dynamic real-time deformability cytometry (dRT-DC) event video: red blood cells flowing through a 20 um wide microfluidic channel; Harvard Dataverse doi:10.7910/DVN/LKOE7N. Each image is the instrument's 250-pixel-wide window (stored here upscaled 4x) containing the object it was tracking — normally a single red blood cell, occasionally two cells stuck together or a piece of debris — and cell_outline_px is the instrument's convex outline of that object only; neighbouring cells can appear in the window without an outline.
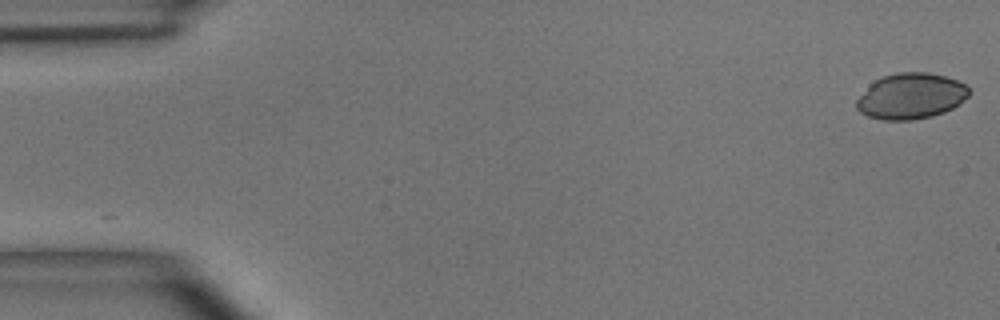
{"species": "common noctule bat (a hibernating species)", "species_latin": "Nyctalus noctula", "temperature_condition": "room temperature", "stored_images_in_passage": 5, "camera_frame_rate_fps": 3000, "um_per_image_px": 0.085, "animal": {"sex": "male", "body_mass_g": 15.6}, "frame": {"image": 1, "passage_image": 1, "time_ms": 0.0, "image_size_px": [1000, 320], "cell_outline_px": [[968, 96], [960, 104], [944, 112], [932, 116], [912, 120], [884, 120], [868, 116], [860, 112], [856, 108], [856, 100], [880, 76], [896, 72], [928, 72], [944, 76], [968, 84]], "centroid_in_image_um": [77.44, 8.17], "position_along_channel_um": 7.6, "area_um2": 30.0}}